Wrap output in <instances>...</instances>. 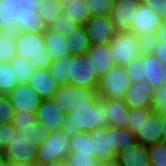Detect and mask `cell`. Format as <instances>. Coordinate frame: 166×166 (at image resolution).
Instances as JSON below:
<instances>
[{"mask_svg": "<svg viewBox=\"0 0 166 166\" xmlns=\"http://www.w3.org/2000/svg\"><path fill=\"white\" fill-rule=\"evenodd\" d=\"M70 56L84 55L91 44L85 26H77L66 38Z\"/></svg>", "mask_w": 166, "mask_h": 166, "instance_id": "25", "label": "cell"}, {"mask_svg": "<svg viewBox=\"0 0 166 166\" xmlns=\"http://www.w3.org/2000/svg\"><path fill=\"white\" fill-rule=\"evenodd\" d=\"M66 62L67 57L54 60L49 66L52 78L59 87L69 85V79L66 77Z\"/></svg>", "mask_w": 166, "mask_h": 166, "instance_id": "35", "label": "cell"}, {"mask_svg": "<svg viewBox=\"0 0 166 166\" xmlns=\"http://www.w3.org/2000/svg\"><path fill=\"white\" fill-rule=\"evenodd\" d=\"M108 126L106 98L97 97L93 102L81 104L66 115L61 130L72 137L80 132H92Z\"/></svg>", "mask_w": 166, "mask_h": 166, "instance_id": "1", "label": "cell"}, {"mask_svg": "<svg viewBox=\"0 0 166 166\" xmlns=\"http://www.w3.org/2000/svg\"><path fill=\"white\" fill-rule=\"evenodd\" d=\"M38 145L24 139L19 130L11 143L4 149L2 155L7 163L37 166Z\"/></svg>", "mask_w": 166, "mask_h": 166, "instance_id": "9", "label": "cell"}, {"mask_svg": "<svg viewBox=\"0 0 166 166\" xmlns=\"http://www.w3.org/2000/svg\"><path fill=\"white\" fill-rule=\"evenodd\" d=\"M86 55L94 66V74L99 78L115 65L108 45H91Z\"/></svg>", "mask_w": 166, "mask_h": 166, "instance_id": "21", "label": "cell"}, {"mask_svg": "<svg viewBox=\"0 0 166 166\" xmlns=\"http://www.w3.org/2000/svg\"><path fill=\"white\" fill-rule=\"evenodd\" d=\"M66 77L71 86L97 90L99 77L86 54L67 57Z\"/></svg>", "mask_w": 166, "mask_h": 166, "instance_id": "4", "label": "cell"}, {"mask_svg": "<svg viewBox=\"0 0 166 166\" xmlns=\"http://www.w3.org/2000/svg\"><path fill=\"white\" fill-rule=\"evenodd\" d=\"M7 166H33V165H23V164L8 163Z\"/></svg>", "mask_w": 166, "mask_h": 166, "instance_id": "51", "label": "cell"}, {"mask_svg": "<svg viewBox=\"0 0 166 166\" xmlns=\"http://www.w3.org/2000/svg\"><path fill=\"white\" fill-rule=\"evenodd\" d=\"M37 6L32 0H14L15 31L44 33L48 26L37 12Z\"/></svg>", "mask_w": 166, "mask_h": 166, "instance_id": "7", "label": "cell"}, {"mask_svg": "<svg viewBox=\"0 0 166 166\" xmlns=\"http://www.w3.org/2000/svg\"><path fill=\"white\" fill-rule=\"evenodd\" d=\"M70 153V137L62 130L52 131L38 146L37 166L65 160Z\"/></svg>", "mask_w": 166, "mask_h": 166, "instance_id": "6", "label": "cell"}, {"mask_svg": "<svg viewBox=\"0 0 166 166\" xmlns=\"http://www.w3.org/2000/svg\"><path fill=\"white\" fill-rule=\"evenodd\" d=\"M65 160L68 166H92L97 159L95 156L69 153Z\"/></svg>", "mask_w": 166, "mask_h": 166, "instance_id": "44", "label": "cell"}, {"mask_svg": "<svg viewBox=\"0 0 166 166\" xmlns=\"http://www.w3.org/2000/svg\"><path fill=\"white\" fill-rule=\"evenodd\" d=\"M42 0H32L33 3H35L36 5H38Z\"/></svg>", "mask_w": 166, "mask_h": 166, "instance_id": "53", "label": "cell"}, {"mask_svg": "<svg viewBox=\"0 0 166 166\" xmlns=\"http://www.w3.org/2000/svg\"><path fill=\"white\" fill-rule=\"evenodd\" d=\"M18 85L11 63H0V94L9 95Z\"/></svg>", "mask_w": 166, "mask_h": 166, "instance_id": "31", "label": "cell"}, {"mask_svg": "<svg viewBox=\"0 0 166 166\" xmlns=\"http://www.w3.org/2000/svg\"><path fill=\"white\" fill-rule=\"evenodd\" d=\"M42 166H68L66 160H58V161H54Z\"/></svg>", "mask_w": 166, "mask_h": 166, "instance_id": "48", "label": "cell"}, {"mask_svg": "<svg viewBox=\"0 0 166 166\" xmlns=\"http://www.w3.org/2000/svg\"><path fill=\"white\" fill-rule=\"evenodd\" d=\"M115 161L119 166H151L148 147L141 143L120 150Z\"/></svg>", "mask_w": 166, "mask_h": 166, "instance_id": "19", "label": "cell"}, {"mask_svg": "<svg viewBox=\"0 0 166 166\" xmlns=\"http://www.w3.org/2000/svg\"><path fill=\"white\" fill-rule=\"evenodd\" d=\"M155 89L146 81L131 84L124 95V103L130 109H152Z\"/></svg>", "mask_w": 166, "mask_h": 166, "instance_id": "14", "label": "cell"}, {"mask_svg": "<svg viewBox=\"0 0 166 166\" xmlns=\"http://www.w3.org/2000/svg\"><path fill=\"white\" fill-rule=\"evenodd\" d=\"M78 25L72 22L63 13L48 25V29L60 32L62 35L68 37V34L73 31Z\"/></svg>", "mask_w": 166, "mask_h": 166, "instance_id": "40", "label": "cell"}, {"mask_svg": "<svg viewBox=\"0 0 166 166\" xmlns=\"http://www.w3.org/2000/svg\"><path fill=\"white\" fill-rule=\"evenodd\" d=\"M15 112L35 113L41 104V97L28 84H19L9 95Z\"/></svg>", "mask_w": 166, "mask_h": 166, "instance_id": "13", "label": "cell"}, {"mask_svg": "<svg viewBox=\"0 0 166 166\" xmlns=\"http://www.w3.org/2000/svg\"><path fill=\"white\" fill-rule=\"evenodd\" d=\"M160 123V116L157 112H153L151 115H143V123L136 133L138 143L149 147L164 142Z\"/></svg>", "mask_w": 166, "mask_h": 166, "instance_id": "15", "label": "cell"}, {"mask_svg": "<svg viewBox=\"0 0 166 166\" xmlns=\"http://www.w3.org/2000/svg\"><path fill=\"white\" fill-rule=\"evenodd\" d=\"M151 166H166V141L148 147Z\"/></svg>", "mask_w": 166, "mask_h": 166, "instance_id": "38", "label": "cell"}, {"mask_svg": "<svg viewBox=\"0 0 166 166\" xmlns=\"http://www.w3.org/2000/svg\"><path fill=\"white\" fill-rule=\"evenodd\" d=\"M163 21L166 20V0H142Z\"/></svg>", "mask_w": 166, "mask_h": 166, "instance_id": "46", "label": "cell"}, {"mask_svg": "<svg viewBox=\"0 0 166 166\" xmlns=\"http://www.w3.org/2000/svg\"><path fill=\"white\" fill-rule=\"evenodd\" d=\"M115 65L125 66L140 57L147 49V43L130 31H117L109 43Z\"/></svg>", "mask_w": 166, "mask_h": 166, "instance_id": "3", "label": "cell"}, {"mask_svg": "<svg viewBox=\"0 0 166 166\" xmlns=\"http://www.w3.org/2000/svg\"><path fill=\"white\" fill-rule=\"evenodd\" d=\"M16 56L30 60L35 69L49 68L53 59L45 49L44 33L15 31Z\"/></svg>", "mask_w": 166, "mask_h": 166, "instance_id": "2", "label": "cell"}, {"mask_svg": "<svg viewBox=\"0 0 166 166\" xmlns=\"http://www.w3.org/2000/svg\"><path fill=\"white\" fill-rule=\"evenodd\" d=\"M112 151L117 154L120 150L126 149L138 143L136 134L126 128L110 127Z\"/></svg>", "mask_w": 166, "mask_h": 166, "instance_id": "27", "label": "cell"}, {"mask_svg": "<svg viewBox=\"0 0 166 166\" xmlns=\"http://www.w3.org/2000/svg\"><path fill=\"white\" fill-rule=\"evenodd\" d=\"M110 161L96 160L92 166H108Z\"/></svg>", "mask_w": 166, "mask_h": 166, "instance_id": "49", "label": "cell"}, {"mask_svg": "<svg viewBox=\"0 0 166 166\" xmlns=\"http://www.w3.org/2000/svg\"><path fill=\"white\" fill-rule=\"evenodd\" d=\"M19 132L24 139L26 138L31 141L32 144L38 146L41 145L50 134V131L38 123L37 120L31 125L24 127V129L19 130Z\"/></svg>", "mask_w": 166, "mask_h": 166, "instance_id": "34", "label": "cell"}, {"mask_svg": "<svg viewBox=\"0 0 166 166\" xmlns=\"http://www.w3.org/2000/svg\"><path fill=\"white\" fill-rule=\"evenodd\" d=\"M37 12L48 26L63 13V6L55 0H42L37 6Z\"/></svg>", "mask_w": 166, "mask_h": 166, "instance_id": "30", "label": "cell"}, {"mask_svg": "<svg viewBox=\"0 0 166 166\" xmlns=\"http://www.w3.org/2000/svg\"><path fill=\"white\" fill-rule=\"evenodd\" d=\"M153 109H130L126 129L136 134L143 123V115H151Z\"/></svg>", "mask_w": 166, "mask_h": 166, "instance_id": "37", "label": "cell"}, {"mask_svg": "<svg viewBox=\"0 0 166 166\" xmlns=\"http://www.w3.org/2000/svg\"><path fill=\"white\" fill-rule=\"evenodd\" d=\"M92 17L110 15L114 0H86Z\"/></svg>", "mask_w": 166, "mask_h": 166, "instance_id": "39", "label": "cell"}, {"mask_svg": "<svg viewBox=\"0 0 166 166\" xmlns=\"http://www.w3.org/2000/svg\"><path fill=\"white\" fill-rule=\"evenodd\" d=\"M28 84L37 92L42 100H50L58 91L59 86L52 78L49 68L35 69Z\"/></svg>", "mask_w": 166, "mask_h": 166, "instance_id": "18", "label": "cell"}, {"mask_svg": "<svg viewBox=\"0 0 166 166\" xmlns=\"http://www.w3.org/2000/svg\"><path fill=\"white\" fill-rule=\"evenodd\" d=\"M142 0H114L110 18L117 31H129Z\"/></svg>", "mask_w": 166, "mask_h": 166, "instance_id": "12", "label": "cell"}, {"mask_svg": "<svg viewBox=\"0 0 166 166\" xmlns=\"http://www.w3.org/2000/svg\"><path fill=\"white\" fill-rule=\"evenodd\" d=\"M15 109L8 95L0 94V125L10 124L13 121Z\"/></svg>", "mask_w": 166, "mask_h": 166, "instance_id": "41", "label": "cell"}, {"mask_svg": "<svg viewBox=\"0 0 166 166\" xmlns=\"http://www.w3.org/2000/svg\"><path fill=\"white\" fill-rule=\"evenodd\" d=\"M61 4L63 14L78 26H84L92 17L86 0H67Z\"/></svg>", "mask_w": 166, "mask_h": 166, "instance_id": "24", "label": "cell"}, {"mask_svg": "<svg viewBox=\"0 0 166 166\" xmlns=\"http://www.w3.org/2000/svg\"><path fill=\"white\" fill-rule=\"evenodd\" d=\"M140 57L143 59V76H146V82L154 89L162 87L166 83V66L149 49Z\"/></svg>", "mask_w": 166, "mask_h": 166, "instance_id": "16", "label": "cell"}, {"mask_svg": "<svg viewBox=\"0 0 166 166\" xmlns=\"http://www.w3.org/2000/svg\"><path fill=\"white\" fill-rule=\"evenodd\" d=\"M160 116V125L162 127V132L164 135V141H166V113L159 114Z\"/></svg>", "mask_w": 166, "mask_h": 166, "instance_id": "47", "label": "cell"}, {"mask_svg": "<svg viewBox=\"0 0 166 166\" xmlns=\"http://www.w3.org/2000/svg\"><path fill=\"white\" fill-rule=\"evenodd\" d=\"M14 0H0V32H15Z\"/></svg>", "mask_w": 166, "mask_h": 166, "instance_id": "28", "label": "cell"}, {"mask_svg": "<svg viewBox=\"0 0 166 166\" xmlns=\"http://www.w3.org/2000/svg\"><path fill=\"white\" fill-rule=\"evenodd\" d=\"M124 67L132 84L146 81V76H143V59L141 57L134 58Z\"/></svg>", "mask_w": 166, "mask_h": 166, "instance_id": "36", "label": "cell"}, {"mask_svg": "<svg viewBox=\"0 0 166 166\" xmlns=\"http://www.w3.org/2000/svg\"><path fill=\"white\" fill-rule=\"evenodd\" d=\"M18 129L12 124L0 125V153L11 143Z\"/></svg>", "mask_w": 166, "mask_h": 166, "instance_id": "42", "label": "cell"}, {"mask_svg": "<svg viewBox=\"0 0 166 166\" xmlns=\"http://www.w3.org/2000/svg\"><path fill=\"white\" fill-rule=\"evenodd\" d=\"M90 135L96 159L114 162L116 154L112 151L110 127L99 128L90 132Z\"/></svg>", "mask_w": 166, "mask_h": 166, "instance_id": "20", "label": "cell"}, {"mask_svg": "<svg viewBox=\"0 0 166 166\" xmlns=\"http://www.w3.org/2000/svg\"><path fill=\"white\" fill-rule=\"evenodd\" d=\"M66 38L60 32L48 28L44 32L45 49L49 52L53 61L70 56Z\"/></svg>", "mask_w": 166, "mask_h": 166, "instance_id": "23", "label": "cell"}, {"mask_svg": "<svg viewBox=\"0 0 166 166\" xmlns=\"http://www.w3.org/2000/svg\"><path fill=\"white\" fill-rule=\"evenodd\" d=\"M66 114L52 100H42L36 112V120L50 132L61 130Z\"/></svg>", "mask_w": 166, "mask_h": 166, "instance_id": "17", "label": "cell"}, {"mask_svg": "<svg viewBox=\"0 0 166 166\" xmlns=\"http://www.w3.org/2000/svg\"><path fill=\"white\" fill-rule=\"evenodd\" d=\"M108 166H119V165L116 163V161H114V162H110Z\"/></svg>", "mask_w": 166, "mask_h": 166, "instance_id": "52", "label": "cell"}, {"mask_svg": "<svg viewBox=\"0 0 166 166\" xmlns=\"http://www.w3.org/2000/svg\"><path fill=\"white\" fill-rule=\"evenodd\" d=\"M16 57L15 32H0V63H11Z\"/></svg>", "mask_w": 166, "mask_h": 166, "instance_id": "32", "label": "cell"}, {"mask_svg": "<svg viewBox=\"0 0 166 166\" xmlns=\"http://www.w3.org/2000/svg\"><path fill=\"white\" fill-rule=\"evenodd\" d=\"M130 108L123 99H106V114L108 127L126 128L129 120Z\"/></svg>", "mask_w": 166, "mask_h": 166, "instance_id": "22", "label": "cell"}, {"mask_svg": "<svg viewBox=\"0 0 166 166\" xmlns=\"http://www.w3.org/2000/svg\"><path fill=\"white\" fill-rule=\"evenodd\" d=\"M97 97V90L66 85L60 86L51 100L68 115L73 108L81 104L91 103Z\"/></svg>", "mask_w": 166, "mask_h": 166, "instance_id": "8", "label": "cell"}, {"mask_svg": "<svg viewBox=\"0 0 166 166\" xmlns=\"http://www.w3.org/2000/svg\"><path fill=\"white\" fill-rule=\"evenodd\" d=\"M11 65L19 84L28 83L35 72V68L30 64V60L19 56L14 57Z\"/></svg>", "mask_w": 166, "mask_h": 166, "instance_id": "33", "label": "cell"}, {"mask_svg": "<svg viewBox=\"0 0 166 166\" xmlns=\"http://www.w3.org/2000/svg\"><path fill=\"white\" fill-rule=\"evenodd\" d=\"M84 26L91 45H108L117 33L110 15L91 17Z\"/></svg>", "mask_w": 166, "mask_h": 166, "instance_id": "11", "label": "cell"}, {"mask_svg": "<svg viewBox=\"0 0 166 166\" xmlns=\"http://www.w3.org/2000/svg\"><path fill=\"white\" fill-rule=\"evenodd\" d=\"M36 121L35 113H27V112H15L12 124L18 129H24L27 125H31Z\"/></svg>", "mask_w": 166, "mask_h": 166, "instance_id": "45", "label": "cell"}, {"mask_svg": "<svg viewBox=\"0 0 166 166\" xmlns=\"http://www.w3.org/2000/svg\"><path fill=\"white\" fill-rule=\"evenodd\" d=\"M55 1L62 3V2L67 1V0H55Z\"/></svg>", "mask_w": 166, "mask_h": 166, "instance_id": "54", "label": "cell"}, {"mask_svg": "<svg viewBox=\"0 0 166 166\" xmlns=\"http://www.w3.org/2000/svg\"><path fill=\"white\" fill-rule=\"evenodd\" d=\"M152 109L158 114L166 113V83L162 87L155 89Z\"/></svg>", "mask_w": 166, "mask_h": 166, "instance_id": "43", "label": "cell"}, {"mask_svg": "<svg viewBox=\"0 0 166 166\" xmlns=\"http://www.w3.org/2000/svg\"><path fill=\"white\" fill-rule=\"evenodd\" d=\"M7 161L5 160L4 156L2 153H0V166H7Z\"/></svg>", "mask_w": 166, "mask_h": 166, "instance_id": "50", "label": "cell"}, {"mask_svg": "<svg viewBox=\"0 0 166 166\" xmlns=\"http://www.w3.org/2000/svg\"><path fill=\"white\" fill-rule=\"evenodd\" d=\"M162 21L149 6L141 2L137 9L132 28L129 31L148 43L154 37L155 31Z\"/></svg>", "mask_w": 166, "mask_h": 166, "instance_id": "10", "label": "cell"}, {"mask_svg": "<svg viewBox=\"0 0 166 166\" xmlns=\"http://www.w3.org/2000/svg\"><path fill=\"white\" fill-rule=\"evenodd\" d=\"M70 153H78V155L95 156L93 151V141L88 132H80L70 137Z\"/></svg>", "mask_w": 166, "mask_h": 166, "instance_id": "29", "label": "cell"}, {"mask_svg": "<svg viewBox=\"0 0 166 166\" xmlns=\"http://www.w3.org/2000/svg\"><path fill=\"white\" fill-rule=\"evenodd\" d=\"M147 49L166 66V20L158 26L154 37L147 43Z\"/></svg>", "mask_w": 166, "mask_h": 166, "instance_id": "26", "label": "cell"}, {"mask_svg": "<svg viewBox=\"0 0 166 166\" xmlns=\"http://www.w3.org/2000/svg\"><path fill=\"white\" fill-rule=\"evenodd\" d=\"M131 84L125 67L114 65L99 78L97 95L106 99H123Z\"/></svg>", "mask_w": 166, "mask_h": 166, "instance_id": "5", "label": "cell"}]
</instances>
